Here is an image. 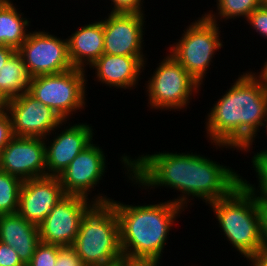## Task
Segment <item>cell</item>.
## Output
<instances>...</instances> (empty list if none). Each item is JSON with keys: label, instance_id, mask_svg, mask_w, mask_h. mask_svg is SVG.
<instances>
[{"label": "cell", "instance_id": "cell-1", "mask_svg": "<svg viewBox=\"0 0 267 266\" xmlns=\"http://www.w3.org/2000/svg\"><path fill=\"white\" fill-rule=\"evenodd\" d=\"M242 73L205 116V137L216 149L232 148L248 153L263 129L267 86L254 71Z\"/></svg>", "mask_w": 267, "mask_h": 266}, {"label": "cell", "instance_id": "cell-2", "mask_svg": "<svg viewBox=\"0 0 267 266\" xmlns=\"http://www.w3.org/2000/svg\"><path fill=\"white\" fill-rule=\"evenodd\" d=\"M119 221L123 258L161 262L172 226L185 211L171 199L157 204H124L110 200Z\"/></svg>", "mask_w": 267, "mask_h": 266}, {"label": "cell", "instance_id": "cell-3", "mask_svg": "<svg viewBox=\"0 0 267 266\" xmlns=\"http://www.w3.org/2000/svg\"><path fill=\"white\" fill-rule=\"evenodd\" d=\"M230 246L250 260L262 244L259 193L239 184L227 197L208 204Z\"/></svg>", "mask_w": 267, "mask_h": 266}, {"label": "cell", "instance_id": "cell-4", "mask_svg": "<svg viewBox=\"0 0 267 266\" xmlns=\"http://www.w3.org/2000/svg\"><path fill=\"white\" fill-rule=\"evenodd\" d=\"M125 176L133 185L142 189L162 187L180 192L171 201L185 210L189 205L190 152H156L141 154L132 158L124 153L120 158ZM142 186V187H141Z\"/></svg>", "mask_w": 267, "mask_h": 266}, {"label": "cell", "instance_id": "cell-5", "mask_svg": "<svg viewBox=\"0 0 267 266\" xmlns=\"http://www.w3.org/2000/svg\"><path fill=\"white\" fill-rule=\"evenodd\" d=\"M71 247L84 266H110L122 260L119 221L110 202L95 203L84 214Z\"/></svg>", "mask_w": 267, "mask_h": 266}, {"label": "cell", "instance_id": "cell-6", "mask_svg": "<svg viewBox=\"0 0 267 266\" xmlns=\"http://www.w3.org/2000/svg\"><path fill=\"white\" fill-rule=\"evenodd\" d=\"M220 24L204 14L190 22L180 39L168 47L169 54L202 86L213 58L221 48ZM220 30V31H219ZM222 40V41H221Z\"/></svg>", "mask_w": 267, "mask_h": 266}, {"label": "cell", "instance_id": "cell-7", "mask_svg": "<svg viewBox=\"0 0 267 266\" xmlns=\"http://www.w3.org/2000/svg\"><path fill=\"white\" fill-rule=\"evenodd\" d=\"M166 54L145 81L147 106L161 112L181 111L187 109L192 96L201 91V85L169 53Z\"/></svg>", "mask_w": 267, "mask_h": 266}, {"label": "cell", "instance_id": "cell-8", "mask_svg": "<svg viewBox=\"0 0 267 266\" xmlns=\"http://www.w3.org/2000/svg\"><path fill=\"white\" fill-rule=\"evenodd\" d=\"M87 71L72 68L57 74L30 78L28 92L54 110L64 121L86 107Z\"/></svg>", "mask_w": 267, "mask_h": 266}, {"label": "cell", "instance_id": "cell-9", "mask_svg": "<svg viewBox=\"0 0 267 266\" xmlns=\"http://www.w3.org/2000/svg\"><path fill=\"white\" fill-rule=\"evenodd\" d=\"M94 197V198H93ZM90 199L65 194L38 225L40 241L46 244L72 246L84 214L95 203H109L112 198L98 193Z\"/></svg>", "mask_w": 267, "mask_h": 266}, {"label": "cell", "instance_id": "cell-10", "mask_svg": "<svg viewBox=\"0 0 267 266\" xmlns=\"http://www.w3.org/2000/svg\"><path fill=\"white\" fill-rule=\"evenodd\" d=\"M241 183L242 176L230 166L190 153L189 203L198 198L208 205L227 197Z\"/></svg>", "mask_w": 267, "mask_h": 266}, {"label": "cell", "instance_id": "cell-11", "mask_svg": "<svg viewBox=\"0 0 267 266\" xmlns=\"http://www.w3.org/2000/svg\"><path fill=\"white\" fill-rule=\"evenodd\" d=\"M17 52L22 56L30 78L74 68L69 58L68 39H60L45 30L29 32Z\"/></svg>", "mask_w": 267, "mask_h": 266}, {"label": "cell", "instance_id": "cell-12", "mask_svg": "<svg viewBox=\"0 0 267 266\" xmlns=\"http://www.w3.org/2000/svg\"><path fill=\"white\" fill-rule=\"evenodd\" d=\"M68 123L64 121L55 128L51 132L54 137L50 134L44 138L47 176L58 177L70 162L94 141V130L92 126L83 122H78L73 125L72 123L71 125ZM57 129L59 130L58 133L56 131ZM50 136L53 139L49 138Z\"/></svg>", "mask_w": 267, "mask_h": 266}, {"label": "cell", "instance_id": "cell-13", "mask_svg": "<svg viewBox=\"0 0 267 266\" xmlns=\"http://www.w3.org/2000/svg\"><path fill=\"white\" fill-rule=\"evenodd\" d=\"M0 170L22 181L46 177L44 139L14 136L0 153Z\"/></svg>", "mask_w": 267, "mask_h": 266}, {"label": "cell", "instance_id": "cell-14", "mask_svg": "<svg viewBox=\"0 0 267 266\" xmlns=\"http://www.w3.org/2000/svg\"><path fill=\"white\" fill-rule=\"evenodd\" d=\"M14 136L45 138L64 120L28 91L10 99L7 109Z\"/></svg>", "mask_w": 267, "mask_h": 266}, {"label": "cell", "instance_id": "cell-15", "mask_svg": "<svg viewBox=\"0 0 267 266\" xmlns=\"http://www.w3.org/2000/svg\"><path fill=\"white\" fill-rule=\"evenodd\" d=\"M103 20V54L146 57L143 35L145 14L108 13Z\"/></svg>", "mask_w": 267, "mask_h": 266}, {"label": "cell", "instance_id": "cell-16", "mask_svg": "<svg viewBox=\"0 0 267 266\" xmlns=\"http://www.w3.org/2000/svg\"><path fill=\"white\" fill-rule=\"evenodd\" d=\"M105 156L102 147L93 142L82 150L58 176L64 193L89 199L107 172Z\"/></svg>", "mask_w": 267, "mask_h": 266}, {"label": "cell", "instance_id": "cell-17", "mask_svg": "<svg viewBox=\"0 0 267 266\" xmlns=\"http://www.w3.org/2000/svg\"><path fill=\"white\" fill-rule=\"evenodd\" d=\"M64 195L58 177L28 179L21 186L17 213L38 226Z\"/></svg>", "mask_w": 267, "mask_h": 266}, {"label": "cell", "instance_id": "cell-18", "mask_svg": "<svg viewBox=\"0 0 267 266\" xmlns=\"http://www.w3.org/2000/svg\"><path fill=\"white\" fill-rule=\"evenodd\" d=\"M146 62V57L102 54L90 66V70L93 69L95 79L107 87L132 90L137 88Z\"/></svg>", "mask_w": 267, "mask_h": 266}, {"label": "cell", "instance_id": "cell-19", "mask_svg": "<svg viewBox=\"0 0 267 266\" xmlns=\"http://www.w3.org/2000/svg\"><path fill=\"white\" fill-rule=\"evenodd\" d=\"M67 39L73 67L87 70L86 67H90L104 52L103 20L82 25Z\"/></svg>", "mask_w": 267, "mask_h": 266}, {"label": "cell", "instance_id": "cell-20", "mask_svg": "<svg viewBox=\"0 0 267 266\" xmlns=\"http://www.w3.org/2000/svg\"><path fill=\"white\" fill-rule=\"evenodd\" d=\"M0 241L12 247L25 266L41 242L38 226L18 213L0 215Z\"/></svg>", "mask_w": 267, "mask_h": 266}, {"label": "cell", "instance_id": "cell-21", "mask_svg": "<svg viewBox=\"0 0 267 266\" xmlns=\"http://www.w3.org/2000/svg\"><path fill=\"white\" fill-rule=\"evenodd\" d=\"M23 16L12 0L0 9V45L16 51L21 47L30 32L27 28L31 25L29 18Z\"/></svg>", "mask_w": 267, "mask_h": 266}, {"label": "cell", "instance_id": "cell-22", "mask_svg": "<svg viewBox=\"0 0 267 266\" xmlns=\"http://www.w3.org/2000/svg\"><path fill=\"white\" fill-rule=\"evenodd\" d=\"M30 76L22 56L16 51L0 69V88L9 99L29 90Z\"/></svg>", "mask_w": 267, "mask_h": 266}, {"label": "cell", "instance_id": "cell-23", "mask_svg": "<svg viewBox=\"0 0 267 266\" xmlns=\"http://www.w3.org/2000/svg\"><path fill=\"white\" fill-rule=\"evenodd\" d=\"M216 11L204 12V15L212 22L219 23L236 18L247 19L252 11L262 6L260 0H216ZM223 18V19H222ZM219 20V22H218Z\"/></svg>", "mask_w": 267, "mask_h": 266}, {"label": "cell", "instance_id": "cell-24", "mask_svg": "<svg viewBox=\"0 0 267 266\" xmlns=\"http://www.w3.org/2000/svg\"><path fill=\"white\" fill-rule=\"evenodd\" d=\"M22 184L21 179L0 170V215L17 213Z\"/></svg>", "mask_w": 267, "mask_h": 266}, {"label": "cell", "instance_id": "cell-25", "mask_svg": "<svg viewBox=\"0 0 267 266\" xmlns=\"http://www.w3.org/2000/svg\"><path fill=\"white\" fill-rule=\"evenodd\" d=\"M252 165L255 176L258 179L257 187L254 184H251L249 181L242 177V183L249 188L250 190L257 192L259 194H267V147L265 149L259 150L257 153L251 157Z\"/></svg>", "mask_w": 267, "mask_h": 266}, {"label": "cell", "instance_id": "cell-26", "mask_svg": "<svg viewBox=\"0 0 267 266\" xmlns=\"http://www.w3.org/2000/svg\"><path fill=\"white\" fill-rule=\"evenodd\" d=\"M62 246L40 242L26 266H55L59 249Z\"/></svg>", "mask_w": 267, "mask_h": 266}, {"label": "cell", "instance_id": "cell-27", "mask_svg": "<svg viewBox=\"0 0 267 266\" xmlns=\"http://www.w3.org/2000/svg\"><path fill=\"white\" fill-rule=\"evenodd\" d=\"M246 23L261 37L267 39V6H261L250 13Z\"/></svg>", "mask_w": 267, "mask_h": 266}, {"label": "cell", "instance_id": "cell-28", "mask_svg": "<svg viewBox=\"0 0 267 266\" xmlns=\"http://www.w3.org/2000/svg\"><path fill=\"white\" fill-rule=\"evenodd\" d=\"M110 13L144 14V0H110ZM143 8V9H142Z\"/></svg>", "mask_w": 267, "mask_h": 266}, {"label": "cell", "instance_id": "cell-29", "mask_svg": "<svg viewBox=\"0 0 267 266\" xmlns=\"http://www.w3.org/2000/svg\"><path fill=\"white\" fill-rule=\"evenodd\" d=\"M55 266H84L80 257L71 246L59 249Z\"/></svg>", "mask_w": 267, "mask_h": 266}, {"label": "cell", "instance_id": "cell-30", "mask_svg": "<svg viewBox=\"0 0 267 266\" xmlns=\"http://www.w3.org/2000/svg\"><path fill=\"white\" fill-rule=\"evenodd\" d=\"M14 137L12 120L8 112L0 113V153L8 142Z\"/></svg>", "mask_w": 267, "mask_h": 266}, {"label": "cell", "instance_id": "cell-31", "mask_svg": "<svg viewBox=\"0 0 267 266\" xmlns=\"http://www.w3.org/2000/svg\"><path fill=\"white\" fill-rule=\"evenodd\" d=\"M0 266H25L17 252L9 245L0 241Z\"/></svg>", "mask_w": 267, "mask_h": 266}, {"label": "cell", "instance_id": "cell-32", "mask_svg": "<svg viewBox=\"0 0 267 266\" xmlns=\"http://www.w3.org/2000/svg\"><path fill=\"white\" fill-rule=\"evenodd\" d=\"M259 210L261 216L262 244L267 247V194H259Z\"/></svg>", "mask_w": 267, "mask_h": 266}, {"label": "cell", "instance_id": "cell-33", "mask_svg": "<svg viewBox=\"0 0 267 266\" xmlns=\"http://www.w3.org/2000/svg\"><path fill=\"white\" fill-rule=\"evenodd\" d=\"M248 262L251 266H267V247H263Z\"/></svg>", "mask_w": 267, "mask_h": 266}, {"label": "cell", "instance_id": "cell-34", "mask_svg": "<svg viewBox=\"0 0 267 266\" xmlns=\"http://www.w3.org/2000/svg\"><path fill=\"white\" fill-rule=\"evenodd\" d=\"M119 266H154V260H132L122 258Z\"/></svg>", "mask_w": 267, "mask_h": 266}, {"label": "cell", "instance_id": "cell-35", "mask_svg": "<svg viewBox=\"0 0 267 266\" xmlns=\"http://www.w3.org/2000/svg\"><path fill=\"white\" fill-rule=\"evenodd\" d=\"M15 52L16 50L14 48L0 45V69Z\"/></svg>", "mask_w": 267, "mask_h": 266}, {"label": "cell", "instance_id": "cell-36", "mask_svg": "<svg viewBox=\"0 0 267 266\" xmlns=\"http://www.w3.org/2000/svg\"><path fill=\"white\" fill-rule=\"evenodd\" d=\"M9 103L10 99L5 95V93L0 88V113L7 111Z\"/></svg>", "mask_w": 267, "mask_h": 266}, {"label": "cell", "instance_id": "cell-37", "mask_svg": "<svg viewBox=\"0 0 267 266\" xmlns=\"http://www.w3.org/2000/svg\"><path fill=\"white\" fill-rule=\"evenodd\" d=\"M263 68L259 72H255L261 80L264 82V84L267 86V60L262 66Z\"/></svg>", "mask_w": 267, "mask_h": 266}, {"label": "cell", "instance_id": "cell-38", "mask_svg": "<svg viewBox=\"0 0 267 266\" xmlns=\"http://www.w3.org/2000/svg\"><path fill=\"white\" fill-rule=\"evenodd\" d=\"M11 0H0V9L3 8L7 3H9Z\"/></svg>", "mask_w": 267, "mask_h": 266}, {"label": "cell", "instance_id": "cell-39", "mask_svg": "<svg viewBox=\"0 0 267 266\" xmlns=\"http://www.w3.org/2000/svg\"><path fill=\"white\" fill-rule=\"evenodd\" d=\"M263 127L266 128V130L263 129V131H265L266 134H267V117H266V119H265V121H264V125H263Z\"/></svg>", "mask_w": 267, "mask_h": 266}, {"label": "cell", "instance_id": "cell-40", "mask_svg": "<svg viewBox=\"0 0 267 266\" xmlns=\"http://www.w3.org/2000/svg\"><path fill=\"white\" fill-rule=\"evenodd\" d=\"M263 6H267V0H260Z\"/></svg>", "mask_w": 267, "mask_h": 266}, {"label": "cell", "instance_id": "cell-41", "mask_svg": "<svg viewBox=\"0 0 267 266\" xmlns=\"http://www.w3.org/2000/svg\"><path fill=\"white\" fill-rule=\"evenodd\" d=\"M159 265H161L160 261L154 260V266H159Z\"/></svg>", "mask_w": 267, "mask_h": 266}, {"label": "cell", "instance_id": "cell-42", "mask_svg": "<svg viewBox=\"0 0 267 266\" xmlns=\"http://www.w3.org/2000/svg\"><path fill=\"white\" fill-rule=\"evenodd\" d=\"M110 266H119V263L118 264H113V265H110Z\"/></svg>", "mask_w": 267, "mask_h": 266}]
</instances>
